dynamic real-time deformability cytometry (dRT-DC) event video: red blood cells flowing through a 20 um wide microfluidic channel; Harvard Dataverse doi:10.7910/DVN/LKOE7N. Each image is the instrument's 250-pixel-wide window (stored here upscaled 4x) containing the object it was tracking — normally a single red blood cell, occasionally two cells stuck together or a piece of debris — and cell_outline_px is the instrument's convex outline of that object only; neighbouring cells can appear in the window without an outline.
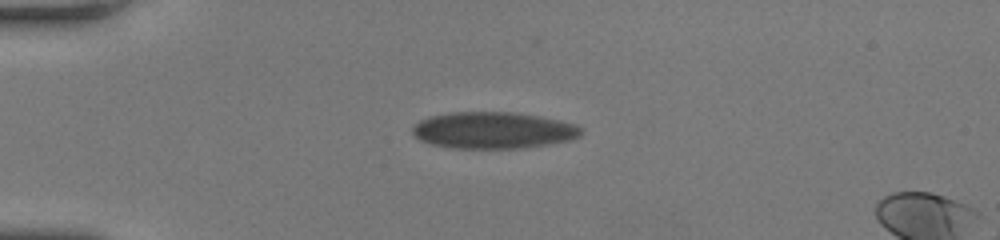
{"species": "human", "species_latin": "Homo sapiens", "temperature_condition": "room temperature", "stored_images_in_passage": 58, "camera_frame_rate_fps": 3000, "um_per_image_px": 0.085, "donor": {"sex": "female"}, "frame": {"image": 1, "passage_image": 14, "time_ms": 4.333, "image_size_px": [1000, 240], "cell_outline_px": [[584, 132], [580, 136], [568, 140], [520, 148], [452, 148], [432, 144], [420, 140], [412, 132], [412, 128], [420, 120], [428, 116], [452, 112], [512, 112], [540, 116], [560, 120], [576, 124], [584, 128]], "centroid_in_image_um": [41.94, 11.06], "position_along_channel_um": 43.1, "area_um2": 35.95}}
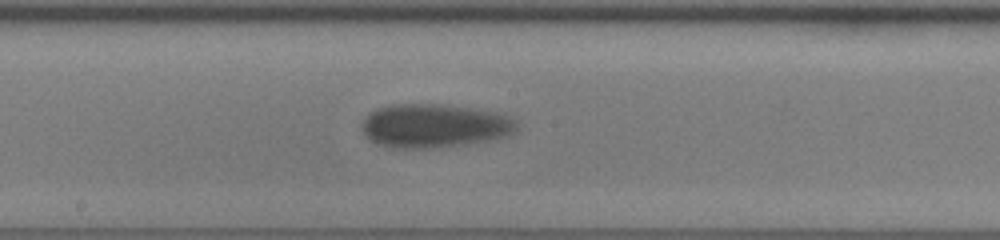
{"frame": {"image": 2, "passage_image": 32, "time_ms": 10.333, "image_size_px": [1000, 240], "cell_outline_px": [[516, 132], [508, 136], [496, 140], [468, 144], [436, 148], [392, 148], [376, 144], [368, 140], [364, 136], [360, 124], [364, 116], [376, 108], [392, 104], [436, 104], [504, 112], [516, 120]], "centroid_in_image_um": [36.92, 10.7], "position_along_channel_um": 211.3, "area_um2": 40.46}}
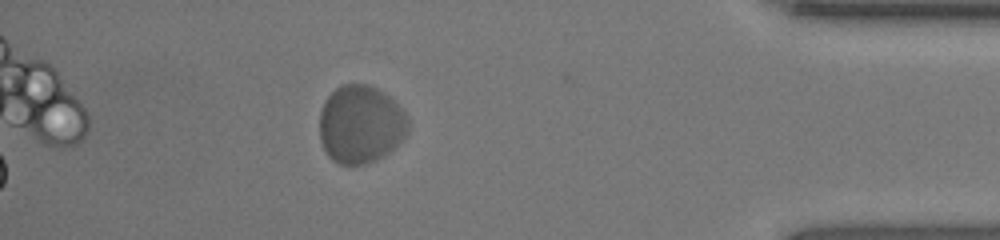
{"frame": {"image": 3, "passage_image": 52, "time_ms": 17.0, "image_size_px": [1000, 240], "cell_outline_px": [[408, 132], [384, 156], [368, 164], [340, 164], [332, 160], [328, 156], [320, 140], [320, 112], [324, 100], [340, 84], [368, 84], [392, 96], [404, 112], [408, 120]], "centroid_in_image_um": [30.65, 10.55], "position_along_channel_um": 404.6, "area_um2": 40.46}, "authors_computed_cell_mechanics": {"area_um2": 37.8012, "velocity_mm_per_s": 3.455, "shape_relaxation_time_tau1_ms": 0.9379, "shape_relaxation_time_tau2_ms": null, "deformation_change_tau1": 0.0471, "deformation_change_tau2": null}}